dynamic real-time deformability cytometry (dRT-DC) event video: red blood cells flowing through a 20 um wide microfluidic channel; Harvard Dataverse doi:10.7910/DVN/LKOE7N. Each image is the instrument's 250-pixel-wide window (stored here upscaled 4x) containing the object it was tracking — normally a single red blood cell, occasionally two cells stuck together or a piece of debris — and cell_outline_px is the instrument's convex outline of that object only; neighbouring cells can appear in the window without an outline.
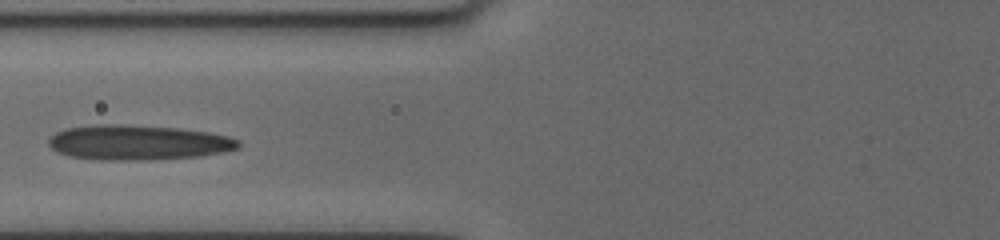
{"species": "human", "species_latin": "Homo sapiens", "temperature_condition": "cold", "stored_images_in_passage": 5, "camera_frame_rate_fps": 3000, "um_per_image_px": 0.085, "donor": {"sex": "female"}, "frame": {"image": 1, "passage_image": 4, "time_ms": 2.667, "image_size_px": [1000, 240], "cell_outline_px": [[240, 148], [224, 152], [200, 156], [148, 160], [100, 160], [68, 156], [56, 152], [48, 144], [48, 140], [56, 132], [68, 128], [104, 124], [120, 124], [176, 128], [208, 132], [228, 136], [240, 140]], "centroid_in_image_um": [11.75, 12.12], "position_along_channel_um": 114.0, "area_um2": 38.73}}